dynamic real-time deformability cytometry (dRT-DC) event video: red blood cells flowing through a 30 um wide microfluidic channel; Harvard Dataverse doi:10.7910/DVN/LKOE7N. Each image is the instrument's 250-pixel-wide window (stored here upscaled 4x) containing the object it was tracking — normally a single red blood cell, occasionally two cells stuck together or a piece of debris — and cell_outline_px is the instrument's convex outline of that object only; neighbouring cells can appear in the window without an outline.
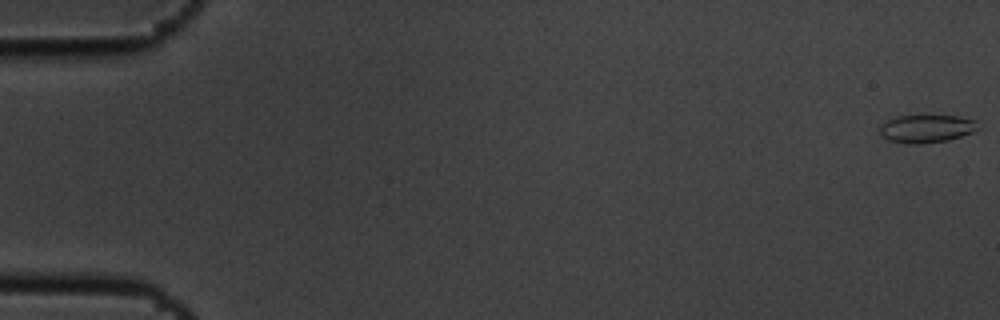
{"species": "common noctule bat (a hibernating species)", "species_latin": "Nyctalus noctula", "temperature_condition": "cold", "stored_images_in_passage": 8, "camera_frame_rate_fps": 3000, "um_per_image_px": 0.085, "animal": {"sex": "male", "body_mass_g": 19.5, "forearm_length_mm": 54.6}, "frame": {"image": 1, "passage_image": 1, "time_ms": 0.0, "image_size_px": [1000, 320], "cell_outline_px": [[980, 128], [972, 132], [948, 140], [920, 144], [904, 144], [888, 140], [880, 136], [880, 124], [896, 116], [924, 112], [956, 116], [976, 120]], "centroid_in_image_um": [78.72, 10.88], "position_along_channel_um": 6.3, "area_um2": 16.94}}
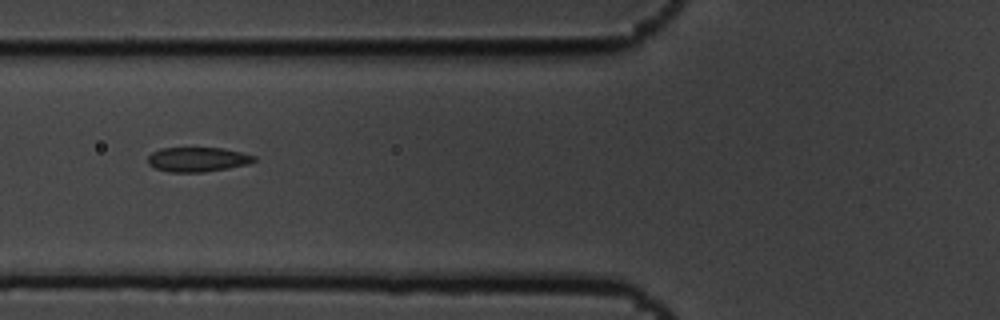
{"frame": {"image": 2, "passage_image": 7, "time_ms": 2.0, "image_size_px": [1000, 320], "cell_outline_px": [[256, 160], [248, 164], [228, 168], [204, 172], [168, 172], [156, 168], [148, 164], [148, 156], [152, 152], [160, 148], [220, 148], [240, 152], [256, 156]], "centroid_in_image_um": [16.78, 13.55], "position_along_channel_um": 109.0, "area_um2": 15.14}}
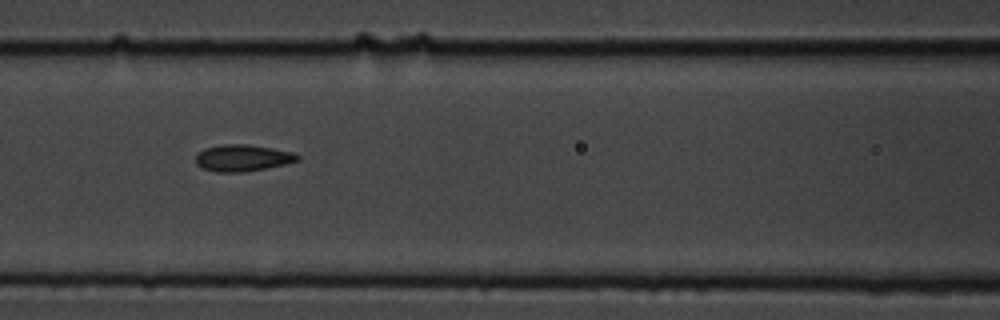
{"frame": {"image": 3, "passage_image": 8, "time_ms": 2.333, "image_size_px": [1000, 320], "cell_outline_px": [[300, 160], [284, 164], [244, 172], [216, 172], [204, 168], [196, 164], [196, 152], [204, 148], [220, 144], [248, 144], [272, 148], [292, 152], [300, 156]], "centroid_in_image_um": [20.59, 13.41], "position_along_channel_um": 146.0, "area_um2": 15.84}}